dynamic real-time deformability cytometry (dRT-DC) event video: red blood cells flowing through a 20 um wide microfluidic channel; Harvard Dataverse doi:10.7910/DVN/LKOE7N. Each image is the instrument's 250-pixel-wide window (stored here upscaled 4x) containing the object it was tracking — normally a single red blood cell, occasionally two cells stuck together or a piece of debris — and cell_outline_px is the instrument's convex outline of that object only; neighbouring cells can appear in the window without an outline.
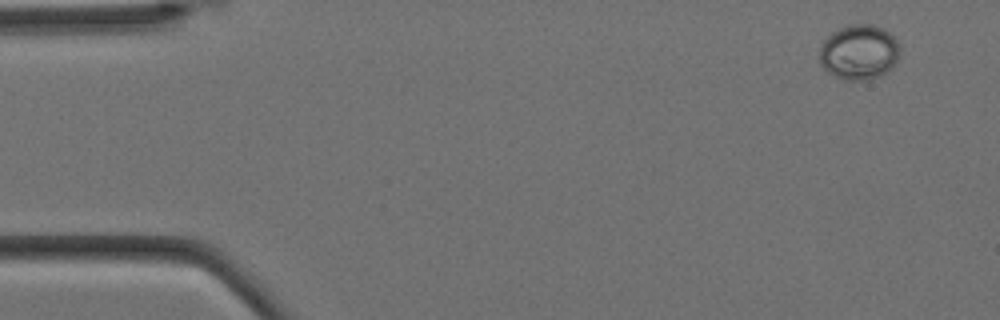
{"species": "Egyptian fruit bat (a non-hibernating species)", "species_latin": "Rousettus aegyptiacus", "temperature_condition": "cold", "stored_images_in_passage": 6, "camera_frame_rate_fps": 3000, "um_per_image_px": 0.085, "animal": {"sex": "female"}, "frame": {"image": 1, "passage_image": 1, "time_ms": 0.0, "image_size_px": [1000, 320], "cell_outline_px": [[900, 56], [880, 76], [868, 80], [844, 80], [828, 72], [820, 64], [820, 48], [824, 40], [832, 32], [848, 24], [872, 24], [884, 28], [896, 40], [900, 48]], "centroid_in_image_um": [73.01, 4.42], "position_along_channel_um": 12.0, "area_um2": 25.66}}
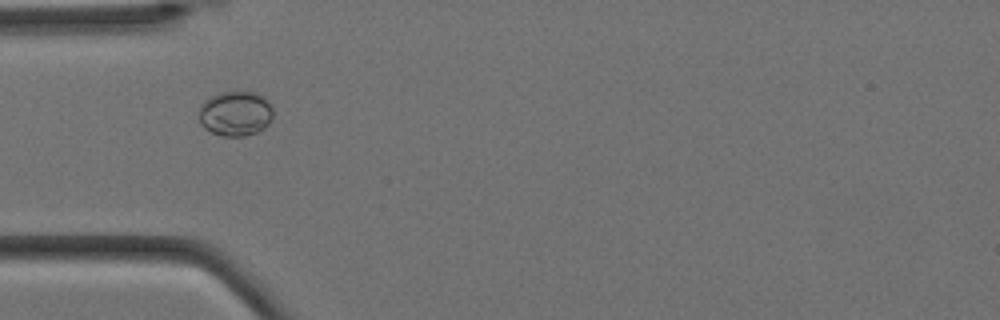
{"frame": {"image": 2, "passage_image": 5, "time_ms": 1.333, "image_size_px": [1000, 320], "cell_outline_px": [[272, 120], [264, 128], [256, 132], [244, 136], [220, 136], [204, 128], [200, 124], [200, 104], [204, 100], [220, 92], [256, 92], [264, 96], [268, 100], [272, 108]], "centroid_in_image_um": [20.02, 9.65], "position_along_channel_um": 65.0, "area_um2": 19.54}}